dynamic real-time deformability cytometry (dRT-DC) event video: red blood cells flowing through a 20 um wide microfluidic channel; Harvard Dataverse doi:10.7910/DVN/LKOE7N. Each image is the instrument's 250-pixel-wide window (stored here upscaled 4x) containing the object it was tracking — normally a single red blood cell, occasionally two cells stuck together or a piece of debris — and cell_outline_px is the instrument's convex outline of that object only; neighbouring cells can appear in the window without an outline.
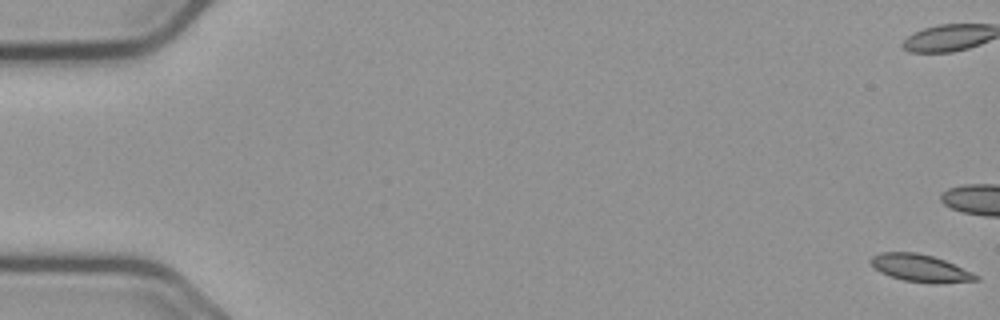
{"species": "common noctule bat (a hibernating species)", "species_latin": "Nyctalus noctula", "temperature_condition": "cold", "stored_images_in_passage": 19, "camera_frame_rate_fps": 3000, "um_per_image_px": 0.085, "animal": {"sex": "male", "body_mass_g": 23.1, "forearm_length_mm": 52.7}, "frame": {"image": 1, "passage_image": 1, "time_ms": 0.0, "image_size_px": [1000, 320], "cell_outline_px": [[980, 280], [936, 284], [932, 284], [904, 280], [880, 272], [872, 264], [872, 256], [880, 252], [916, 252], [932, 256], [944, 260], [972, 272], [980, 276]], "centroid_in_image_um": [78.28, 22.8], "position_along_channel_um": 6.7, "area_um2": 16.65}}